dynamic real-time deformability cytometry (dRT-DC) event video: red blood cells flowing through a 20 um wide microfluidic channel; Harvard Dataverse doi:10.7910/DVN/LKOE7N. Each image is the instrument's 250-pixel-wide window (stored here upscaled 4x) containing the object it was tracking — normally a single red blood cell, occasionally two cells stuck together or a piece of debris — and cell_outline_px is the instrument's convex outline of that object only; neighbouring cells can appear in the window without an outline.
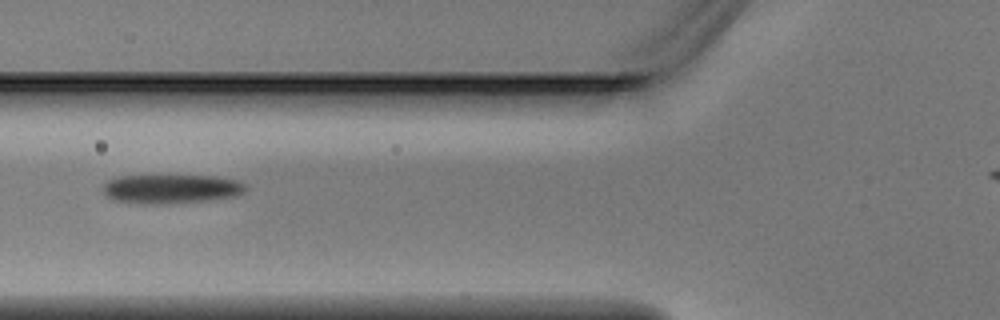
{"species": "Egyptian fruit bat (a non-hibernating species)", "species_latin": "Rousettus aegyptiacus", "temperature_condition": "warm", "stored_images_in_passage": 4, "camera_frame_rate_fps": 3000, "um_per_image_px": 0.085, "animal": {"sex": "male"}, "frame": {"image": 1, "passage_image": 4, "time_ms": 1.0, "image_size_px": [1000, 320], "cell_outline_px": [[248, 188], [244, 192], [236, 196], [208, 200], [116, 200], [108, 196], [104, 192], [104, 184], [108, 180], [120, 176], [216, 176], [236, 180], [244, 184]], "centroid_in_image_um": [14.66, 15.98], "position_along_channel_um": 111.1, "area_um2": 22.37}}